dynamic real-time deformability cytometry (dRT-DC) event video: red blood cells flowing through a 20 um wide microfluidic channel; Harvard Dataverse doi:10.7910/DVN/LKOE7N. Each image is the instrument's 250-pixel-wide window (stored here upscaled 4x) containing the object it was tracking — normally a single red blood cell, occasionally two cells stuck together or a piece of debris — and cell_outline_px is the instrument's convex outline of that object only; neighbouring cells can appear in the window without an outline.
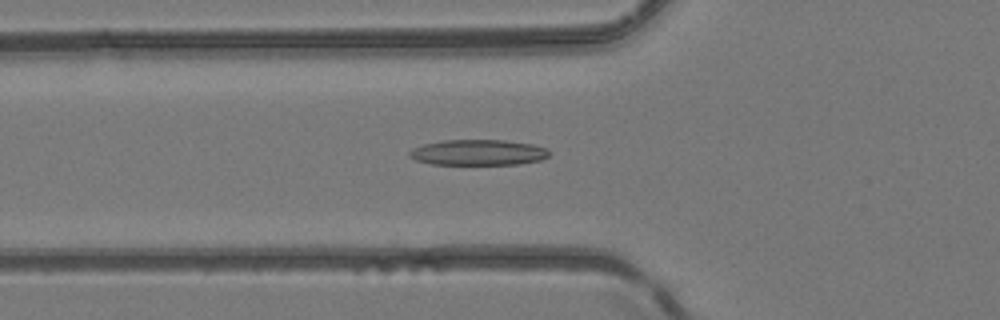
{"species": "common noctule bat (a hibernating species)", "species_latin": "Nyctalus noctula", "temperature_condition": "room temperature", "stored_images_in_passage": 50, "camera_frame_rate_fps": 3000, "um_per_image_px": 0.085, "animal": {"sex": "female", "body_mass_g": 24.6, "forearm_length_mm": 56.2}, "frame": {"image": 1, "passage_image": 18, "time_ms": 5.667, "image_size_px": [1000, 320], "cell_outline_px": [[548, 156], [540, 160], [516, 164], [432, 164], [416, 160], [408, 156], [408, 152], [412, 148], [424, 144], [444, 140], [504, 140], [532, 144], [548, 148]], "centroid_in_image_um": [40.62, 12.95], "position_along_channel_um": 85.2, "area_um2": 20.81}}
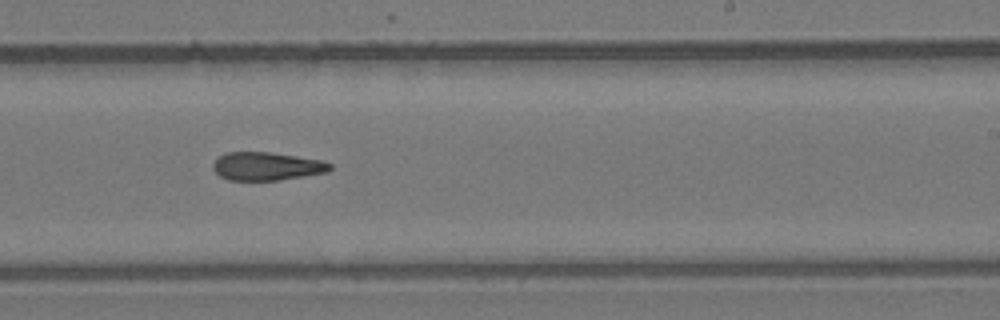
{"frame": {"image": 2, "passage_image": 31, "time_ms": 10.0, "image_size_px": [1000, 320], "cell_outline_px": [[332, 168], [328, 172], [304, 176], [276, 180], [228, 180], [220, 176], [212, 168], [212, 164], [224, 152], [268, 152], [296, 156], [320, 160], [332, 164]], "centroid_in_image_um": [22.66, 14.13], "position_along_channel_um": 266.3, "area_um2": 19.13}}
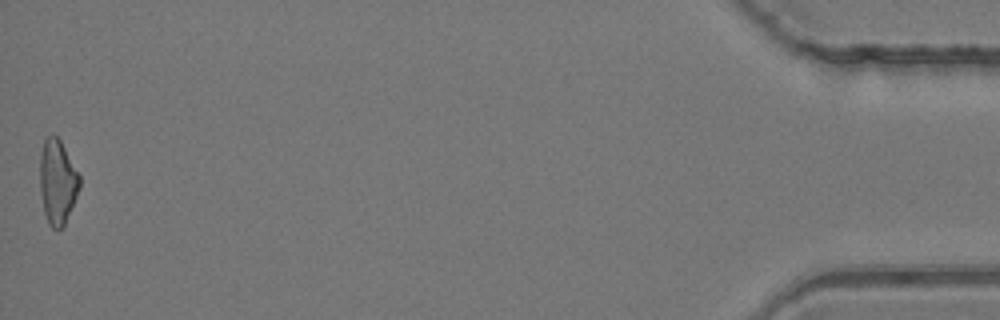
{"frame": {"image": 3, "passage_image": 50, "time_ms": 16.333, "image_size_px": [1000, 320], "cell_outline_px": [[80, 188], [64, 224], [60, 228], [52, 228], [48, 224], [44, 212], [40, 188], [40, 156], [44, 140], [48, 136], [56, 136], [60, 140], [80, 176]], "centroid_in_image_um": [4.88, 15.46], "position_along_channel_um": 430.3, "area_um2": 19.19}, "authors_computed_cell_mechanics": {"area_um2": 20.0855, "velocity_mm_per_s": 4.1657, "shape_relaxation_time_tau1_ms": null, "shape_relaxation_time_tau2_ms": 4.0982, "deformation_change_tau1": null, "deformation_change_tau2": 0.1496}}